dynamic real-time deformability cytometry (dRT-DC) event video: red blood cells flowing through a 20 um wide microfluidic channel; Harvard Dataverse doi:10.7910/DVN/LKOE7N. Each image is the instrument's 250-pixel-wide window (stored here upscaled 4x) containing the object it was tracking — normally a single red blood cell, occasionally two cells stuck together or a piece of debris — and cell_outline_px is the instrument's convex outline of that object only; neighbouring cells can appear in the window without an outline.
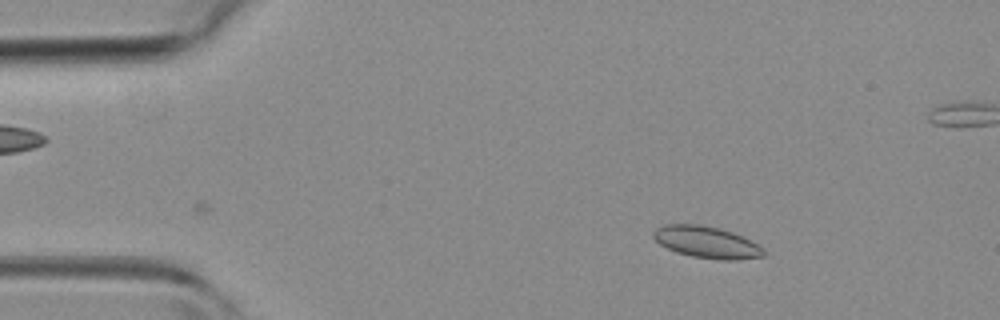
{"species": "common noctule bat (a hibernating species)", "species_latin": "Nyctalus noctula", "temperature_condition": "room temperature", "stored_images_in_passage": 38, "camera_frame_rate_fps": 3000, "um_per_image_px": 0.085, "animal": {"sex": "female", "body_mass_g": 19.3, "forearm_length_mm": 54.1}, "frame": {"image": 1, "passage_image": 2, "time_ms": 0.333, "image_size_px": [1000, 320], "cell_outline_px": [[764, 256], [736, 260], [720, 260], [692, 256], [676, 252], [660, 244], [652, 236], [652, 232], [656, 228], [664, 224], [700, 224], [720, 228], [732, 232], [752, 240], [764, 248]], "centroid_in_image_um": [60.07, 20.58], "position_along_channel_um": 24.9, "area_um2": 20.52}}
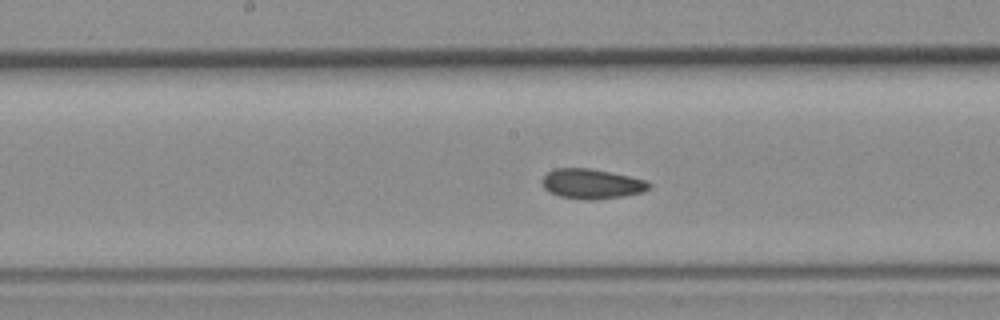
{"frame": {"image": 2, "passage_image": 18, "time_ms": 5.667, "image_size_px": [1000, 320], "cell_outline_px": [[652, 188], [644, 192], [624, 196], [592, 200], [584, 200], [560, 196], [548, 192], [540, 184], [540, 180], [548, 172], [556, 168], [592, 168], [628, 176], [644, 180], [652, 184]], "centroid_in_image_um": [50.28, 15.63], "position_along_channel_um": 197.9, "area_um2": 18.84}}
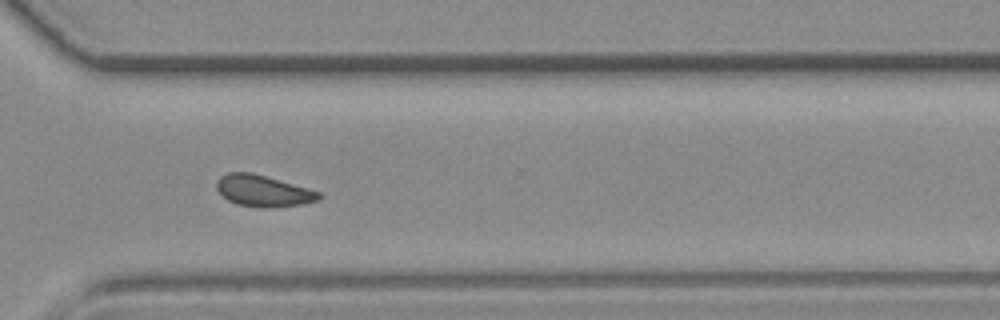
{"frame": {"image": 3, "passage_image": 28, "time_ms": 9.0, "image_size_px": [1000, 320], "cell_outline_px": [[320, 196], [316, 200], [300, 204], [268, 208], [260, 208], [236, 204], [228, 200], [216, 188], [216, 180], [220, 176], [228, 172], [252, 172], [308, 188], [320, 192]], "centroid_in_image_um": [22.31, 16.21], "position_along_channel_um": 348.3, "area_um2": 18.61}}